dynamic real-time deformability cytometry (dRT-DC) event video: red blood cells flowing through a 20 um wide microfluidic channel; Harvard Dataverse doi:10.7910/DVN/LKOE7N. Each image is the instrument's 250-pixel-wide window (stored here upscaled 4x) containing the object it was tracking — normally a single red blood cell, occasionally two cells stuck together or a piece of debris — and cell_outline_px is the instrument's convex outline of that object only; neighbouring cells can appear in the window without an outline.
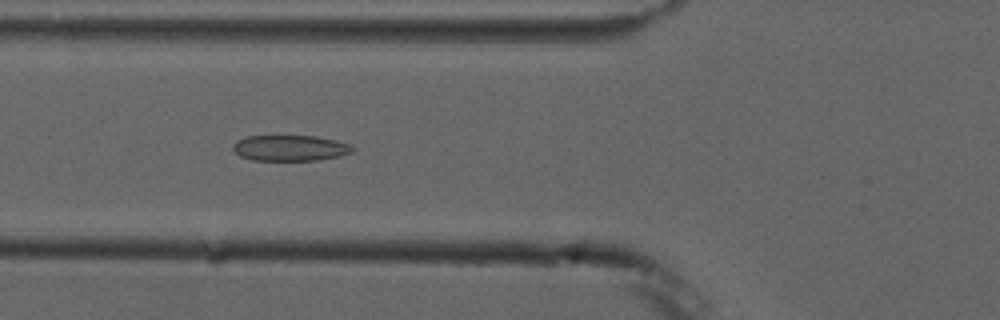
{"species": "common noctule bat (a hibernating species)", "species_latin": "Nyctalus noctula", "temperature_condition": "cold", "stored_images_in_passage": 5, "camera_frame_rate_fps": 3000, "um_per_image_px": 0.085, "animal": {"sex": "male", "forearm_length_mm": 52.5}, "frame": {"image": 1, "passage_image": 4, "time_ms": 4.667, "image_size_px": [1000, 320], "cell_outline_px": [[356, 148], [352, 152], [340, 156], [316, 160], [252, 160], [240, 156], [232, 148], [232, 144], [236, 140], [244, 136], [316, 136], [336, 140], [352, 144]], "centroid_in_image_um": [24.67, 12.57], "position_along_channel_um": 101.1, "area_um2": 18.15}}
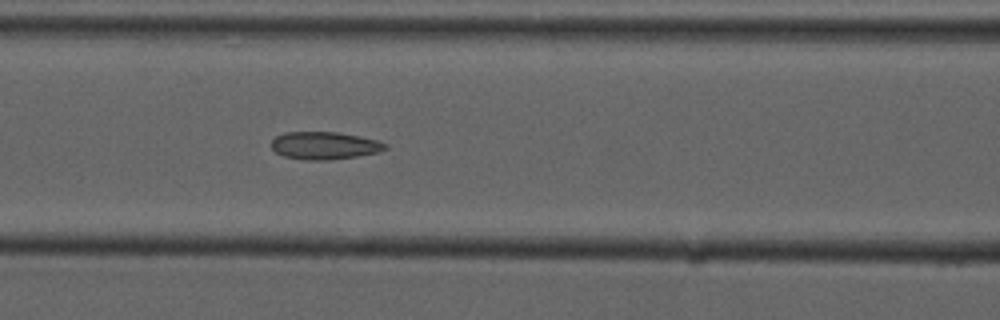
{"frame": {"image": 2, "passage_image": 5, "time_ms": 5.667, "image_size_px": [1000, 320], "cell_outline_px": [[388, 148], [380, 152], [356, 156], [328, 160], [308, 160], [284, 156], [276, 152], [272, 148], [272, 140], [276, 136], [284, 132], [336, 132], [360, 136], [376, 140], [388, 144]], "centroid_in_image_um": [27.6, 12.37], "position_along_channel_um": 139.0, "area_um2": 18.26}}